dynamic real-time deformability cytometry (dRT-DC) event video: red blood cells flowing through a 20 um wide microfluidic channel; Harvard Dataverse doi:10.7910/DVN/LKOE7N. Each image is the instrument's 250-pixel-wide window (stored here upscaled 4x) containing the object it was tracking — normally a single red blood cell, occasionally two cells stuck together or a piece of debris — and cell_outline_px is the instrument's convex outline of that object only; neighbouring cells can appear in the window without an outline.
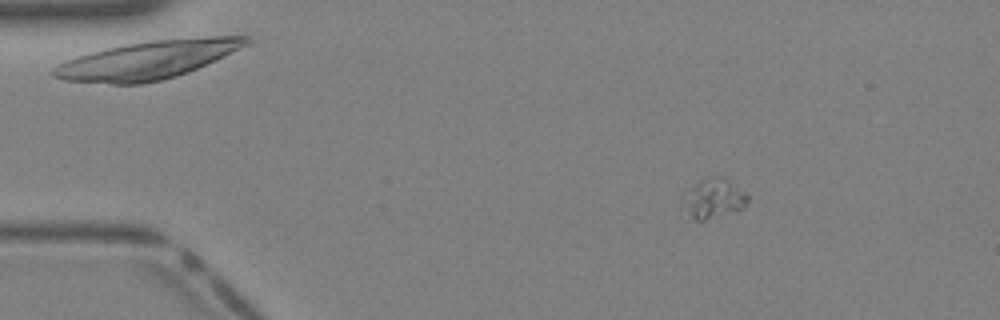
{"species": "Egyptian fruit bat (a non-hibernating species)", "species_latin": "Rousettus aegyptiacus", "temperature_condition": "warm", "stored_images_in_passage": 36, "camera_frame_rate_fps": 3000, "um_per_image_px": 0.085, "animal": {"sex": "female"}, "frame": {"image": 1, "passage_image": 2, "time_ms": 0.333, "image_size_px": [1000, 320], "cell_outline_px": [[748, 200], [744, 208], [704, 220], [696, 220], [680, 208], [680, 204], [692, 188], [712, 176], [724, 176], [744, 192], [748, 196]], "centroid_in_image_um": [60.66, 16.9], "position_along_channel_um": 24.3, "area_um2": 14.45}}
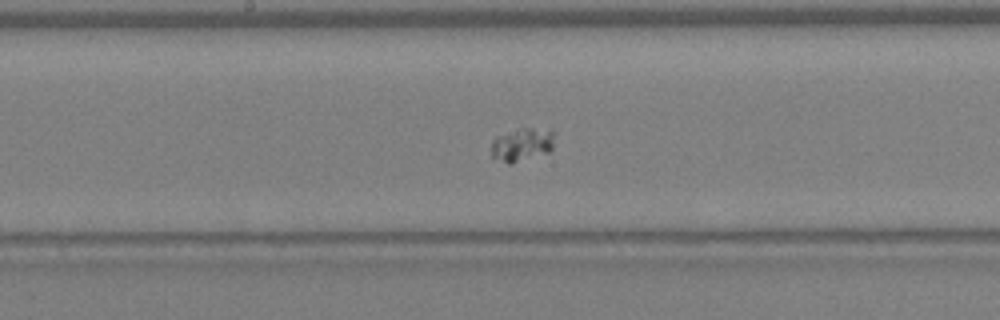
{"frame": {"image": 2, "passage_image": 17, "time_ms": 5.333, "image_size_px": [1000, 320], "cell_outline_px": [[556, 132], [552, 148], [548, 152], [512, 164], [508, 164], [492, 156], [492, 140], [496, 136], [520, 128], [552, 128]], "centroid_in_image_um": [44.42, 12.26], "position_along_channel_um": 203.8, "area_um2": 12.48}}
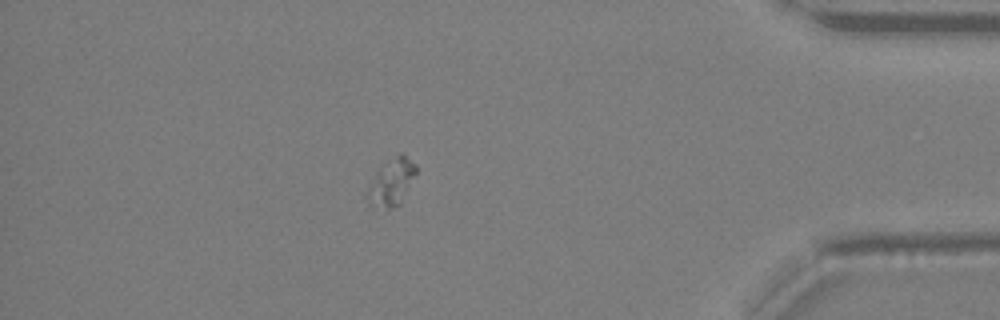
{"frame": {"image": 3, "passage_image": 31, "time_ms": 10.0, "image_size_px": [1000, 320], "cell_outline_px": [[416, 172], [400, 204], [392, 208], [372, 208], [368, 204], [364, 196], [380, 164], [400, 152], [416, 164]], "centroid_in_image_um": [33.22, 15.5], "position_along_channel_um": 402.0, "area_um2": 13.53}}